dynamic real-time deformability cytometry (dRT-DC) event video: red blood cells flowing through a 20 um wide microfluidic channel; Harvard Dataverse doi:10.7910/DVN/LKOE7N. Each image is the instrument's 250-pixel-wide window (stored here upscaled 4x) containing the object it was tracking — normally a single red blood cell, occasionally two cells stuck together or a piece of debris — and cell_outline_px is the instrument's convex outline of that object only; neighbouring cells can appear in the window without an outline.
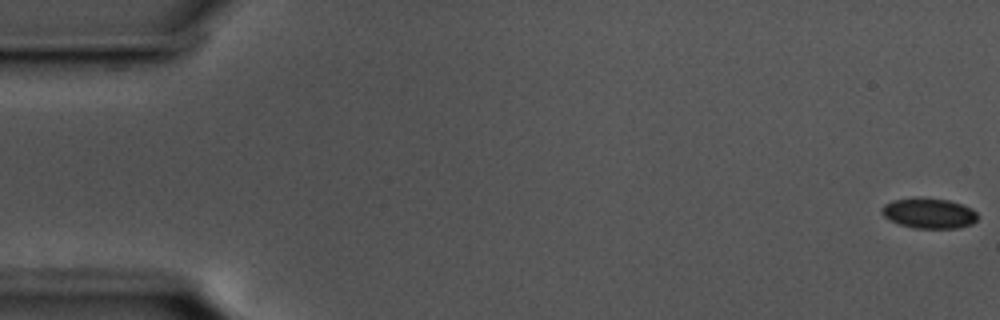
{"species": "common noctule bat (a hibernating species)", "species_latin": "Nyctalus noctula", "temperature_condition": "cold", "stored_images_in_passage": 57, "camera_frame_rate_fps": 3000, "um_per_image_px": 0.085, "animal": {"sex": "male", "body_mass_g": 17.5, "forearm_length_mm": 52.3}, "frame": {"image": 1, "passage_image": 1, "time_ms": 0.0, "image_size_px": [1000, 320], "cell_outline_px": [[976, 220], [972, 224], [960, 228], [912, 228], [888, 220], [884, 216], [880, 208], [884, 204], [892, 200], [920, 196], [948, 200], [972, 208], [976, 212]], "centroid_in_image_um": [78.92, 18.11], "position_along_channel_um": 6.1, "area_um2": 17.17}}
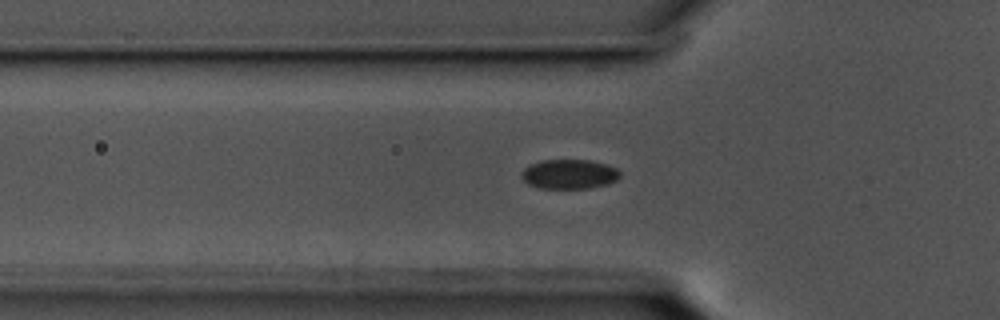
{"frame": {"image": 2, "passage_image": 19, "time_ms": 6.0, "image_size_px": [1000, 320], "cell_outline_px": [[620, 176], [616, 180], [608, 184], [588, 188], [540, 188], [528, 184], [520, 176], [524, 168], [540, 160], [588, 160], [608, 164], [616, 168], [620, 172]], "centroid_in_image_um": [48.39, 14.8], "position_along_channel_um": 77.4, "area_um2": 16.94}}
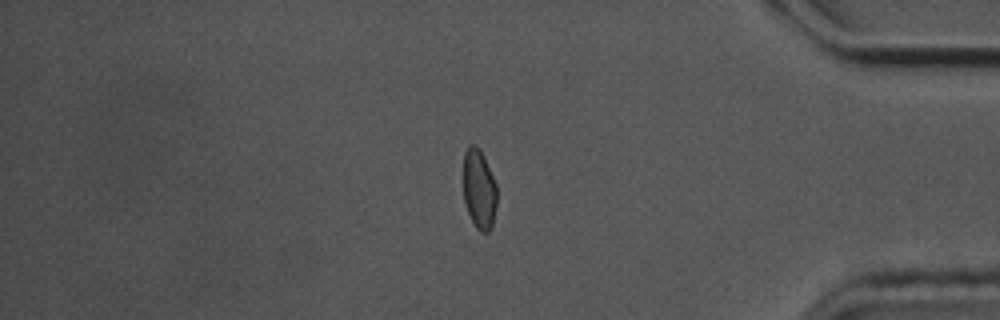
{"frame": {"image": 3, "passage_image": 48, "time_ms": 15.667, "image_size_px": [1000, 320], "cell_outline_px": [[496, 204], [492, 224], [488, 232], [480, 232], [476, 228], [468, 212], [464, 200], [464, 152], [468, 144], [476, 144], [480, 148], [484, 156], [496, 184]], "centroid_in_image_um": [40.72, 16.03], "position_along_channel_um": 394.5, "area_um2": 15.55}, "authors_computed_cell_mechanics": {"area_um2": 16.762, "velocity_mm_per_s": 3.5849, "shape_relaxation_time_tau1_ms": 2.8541, "shape_relaxation_time_tau2_ms": 3.3495, "deformation_change_tau1": 0.062, "deformation_change_tau2": 0.0524}}